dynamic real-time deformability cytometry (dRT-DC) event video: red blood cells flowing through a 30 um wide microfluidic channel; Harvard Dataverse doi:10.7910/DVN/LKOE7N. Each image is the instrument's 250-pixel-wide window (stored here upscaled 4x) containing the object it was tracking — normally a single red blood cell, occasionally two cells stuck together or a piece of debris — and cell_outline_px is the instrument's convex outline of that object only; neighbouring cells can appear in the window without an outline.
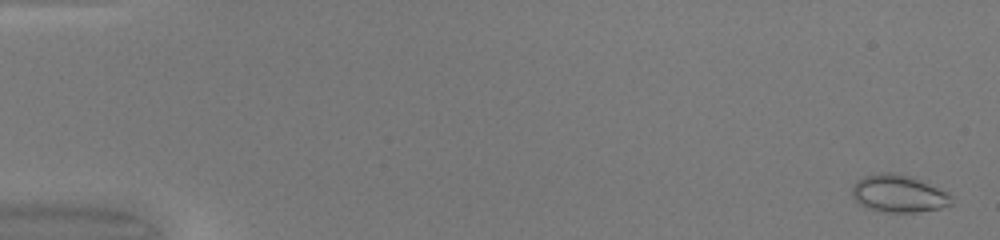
{"species": "common noctule bat (a hibernating species)", "species_latin": "Nyctalus noctula", "temperature_condition": "warm", "stored_images_in_passage": 50, "camera_frame_rate_fps": 3000, "um_per_image_px": 0.085, "animal": {"sex": "female", "body_mass_g": 20.0, "forearm_length_mm": 54.0}, "frame": {"image": 1, "passage_image": 2, "time_ms": 0.333, "image_size_px": [1000, 240], "cell_outline_px": [[952, 204], [940, 208], [916, 212], [888, 212], [868, 208], [860, 204], [852, 196], [852, 184], [856, 180], [864, 176], [884, 172], [892, 172], [912, 176], [948, 192], [952, 196]], "centroid_in_image_um": [76.38, 16.44], "position_along_channel_um": 8.6, "area_um2": 21.73}}
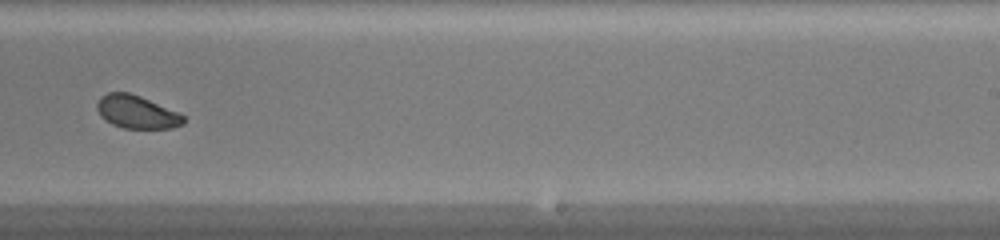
{"frame": {"image": 2, "passage_image": 33, "time_ms": 10.667, "image_size_px": [1000, 240], "cell_outline_px": [[184, 124], [172, 128], [124, 128], [112, 124], [104, 120], [100, 116], [96, 108], [96, 104], [100, 96], [108, 92], [128, 92], [140, 96], [176, 112], [184, 116]], "centroid_in_image_um": [11.56, 9.52], "position_along_channel_um": 277.4, "area_um2": 16.53}}
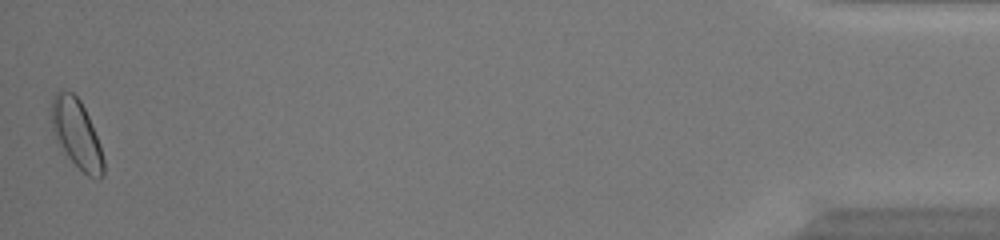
{"frame": {"image": 3, "passage_image": 50, "time_ms": 16.333, "image_size_px": [1000, 240], "cell_outline_px": [[104, 176], [100, 180], [88, 176], [68, 156], [60, 144], [52, 128], [52, 96], [60, 88], [72, 92], [80, 100], [88, 116], [100, 144], [104, 160]], "centroid_in_image_um": [6.54, 11.35], "position_along_channel_um": 428.7, "area_um2": 20.52}, "authors_computed_cell_mechanics": {"area_um2": 18.6116, "velocity_mm_per_s": 4.2293, "shape_relaxation_time_tau1_ms": 4.3793, "shape_relaxation_time_tau2_ms": 1.6416, "deformation_change_tau1": 0.0719, "deformation_change_tau2": 0.054}}